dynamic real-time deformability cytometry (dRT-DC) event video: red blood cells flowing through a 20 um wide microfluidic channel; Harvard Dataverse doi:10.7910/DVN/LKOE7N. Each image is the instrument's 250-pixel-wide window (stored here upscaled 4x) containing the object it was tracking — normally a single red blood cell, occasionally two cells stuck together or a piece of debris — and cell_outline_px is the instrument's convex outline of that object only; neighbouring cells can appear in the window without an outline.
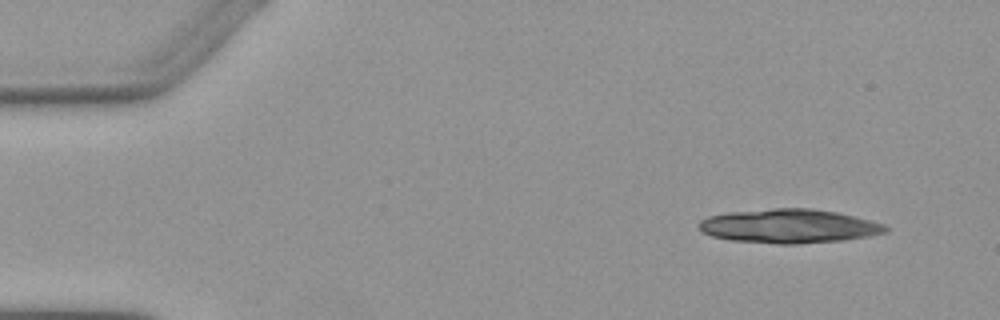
{"species": "Egyptian fruit bat (a non-hibernating species)", "species_latin": "Rousettus aegyptiacus", "temperature_condition": "warm", "stored_images_in_passage": 4, "camera_frame_rate_fps": 3000, "um_per_image_px": 0.085, "animal": {"sex": "female"}, "frame": {"image": 1, "passage_image": 1, "time_ms": 0.0, "image_size_px": [1000, 320], "cell_outline_px": [[888, 232], [868, 236], [844, 240], [796, 244], [776, 244], [728, 240], [712, 236], [700, 232], [696, 224], [700, 220], [708, 216], [728, 212], [772, 208], [812, 208], [836, 212], [884, 224], [888, 228]], "centroid_in_image_um": [66.99, 19.22], "position_along_channel_um": 18.0, "area_um2": 37.22}}